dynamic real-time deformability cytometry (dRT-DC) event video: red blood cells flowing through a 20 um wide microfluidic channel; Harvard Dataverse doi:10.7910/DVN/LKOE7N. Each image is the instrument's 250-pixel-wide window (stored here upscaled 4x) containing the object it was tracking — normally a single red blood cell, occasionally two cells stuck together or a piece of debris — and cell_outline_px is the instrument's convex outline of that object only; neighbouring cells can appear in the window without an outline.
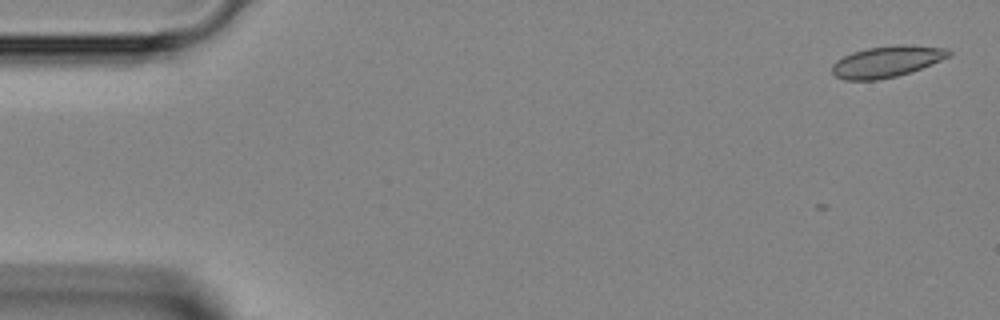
{"species": "Egyptian fruit bat (a non-hibernating species)", "species_latin": "Rousettus aegyptiacus", "temperature_condition": "room temperature", "stored_images_in_passage": 2, "camera_frame_rate_fps": 3000, "um_per_image_px": 0.085, "animal": {"sex": "female"}, "frame": {"image": 1, "passage_image": 2, "time_ms": 0.333, "image_size_px": [1000, 320], "cell_outline_px": [[952, 56], [932, 64], [896, 76], [876, 80], [844, 80], [836, 76], [832, 72], [832, 64], [836, 60], [852, 52], [868, 48], [896, 44], [904, 44], [948, 48], [952, 52]], "centroid_in_image_um": [75.4, 5.22], "position_along_channel_um": 9.6, "area_um2": 21.33}}